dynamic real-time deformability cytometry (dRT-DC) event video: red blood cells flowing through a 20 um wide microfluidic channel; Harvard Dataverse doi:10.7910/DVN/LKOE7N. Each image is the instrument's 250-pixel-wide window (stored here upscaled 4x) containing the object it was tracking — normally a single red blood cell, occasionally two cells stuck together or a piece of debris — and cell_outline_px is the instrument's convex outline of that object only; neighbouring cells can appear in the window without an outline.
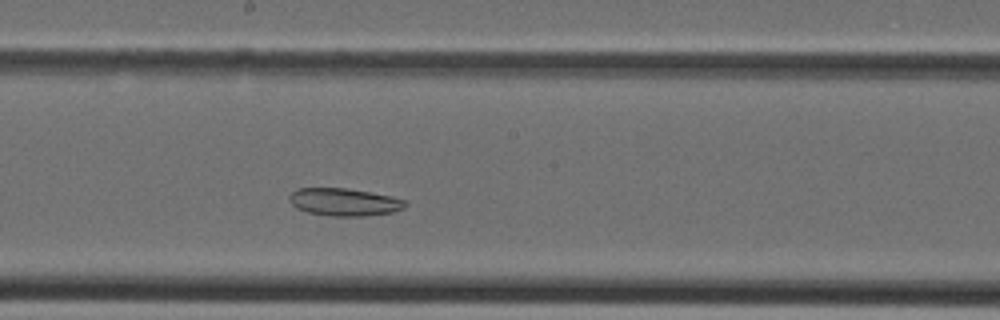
{"species": "Egyptian fruit bat (a non-hibernating species)", "species_latin": "Rousettus aegyptiacus", "temperature_condition": "cold", "stored_images_in_passage": 29, "camera_frame_rate_fps": 3000, "um_per_image_px": 0.085, "animal": {"sex": "female"}, "frame": {"image": 1, "passage_image": 11, "time_ms": 3.333, "image_size_px": [1000, 320], "cell_outline_px": [[408, 204], [404, 208], [392, 212], [364, 216], [328, 216], [308, 212], [296, 208], [288, 200], [288, 196], [296, 188], [348, 188], [392, 196], [404, 200]], "centroid_in_image_um": [29.24, 17.17], "position_along_channel_um": 219.0, "area_um2": 18.79}}
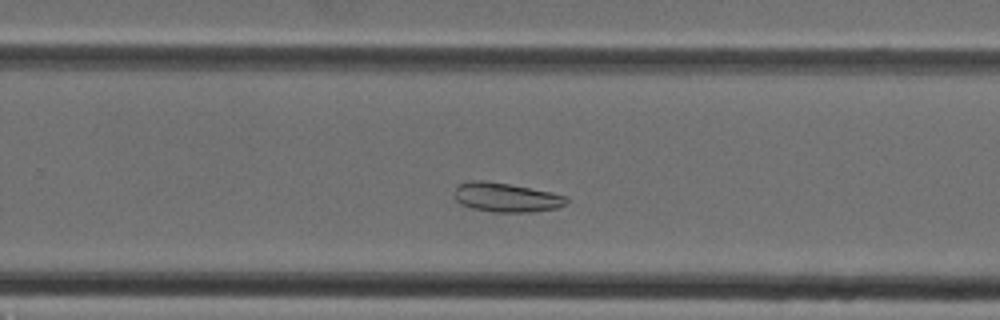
{"frame": {"image": 2, "passage_image": 15, "time_ms": 4.667, "image_size_px": [1000, 320], "cell_outline_px": [[568, 200], [564, 204], [556, 208], [536, 212], [492, 212], [472, 208], [460, 204], [456, 200], [452, 192], [460, 184], [472, 180], [484, 180], [508, 184], [552, 192], [568, 196]], "centroid_in_image_um": [43.01, 16.78], "position_along_channel_um": 286.8, "area_um2": 19.19}}
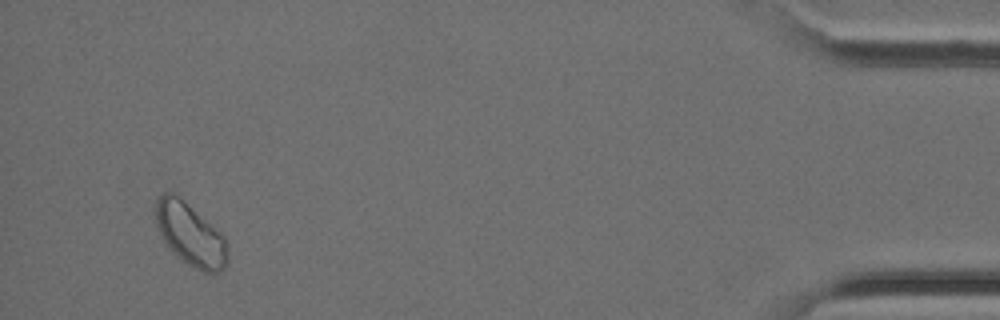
{"frame": {"image": 3, "passage_image": 27, "time_ms": 8.667, "image_size_px": [1000, 320], "cell_outline_px": [[228, 264], [220, 272], [204, 272], [188, 264], [172, 252], [160, 236], [156, 224], [156, 200], [164, 192], [172, 192], [224, 236], [228, 240]], "centroid_in_image_um": [16.19, 19.97], "position_along_channel_um": 419.0, "area_um2": 25.84}}